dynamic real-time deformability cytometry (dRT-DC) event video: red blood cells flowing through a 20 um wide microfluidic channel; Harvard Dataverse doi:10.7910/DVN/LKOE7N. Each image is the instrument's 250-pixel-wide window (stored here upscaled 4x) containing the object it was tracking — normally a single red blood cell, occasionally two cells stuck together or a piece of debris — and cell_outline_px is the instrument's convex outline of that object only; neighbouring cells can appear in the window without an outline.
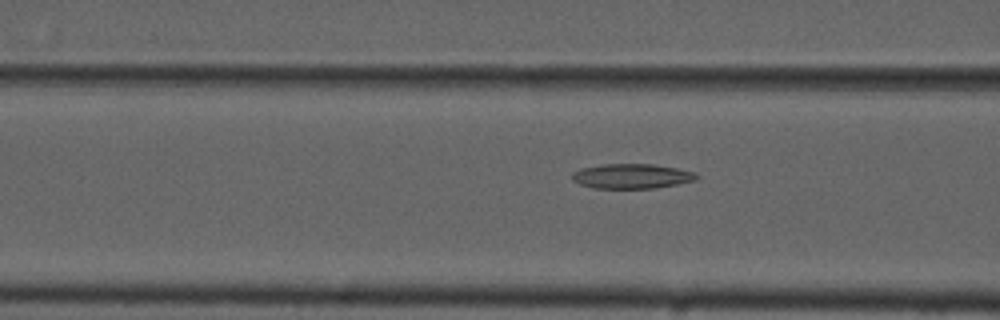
{"species": "common noctule bat (a hibernating species)", "species_latin": "Nyctalus noctula", "temperature_condition": "cold", "stored_images_in_passage": 38, "camera_frame_rate_fps": 3000, "um_per_image_px": 0.085, "animal": {"sex": "male", "forearm_length_mm": 52.5}, "frame": {"image": 1, "passage_image": 5, "time_ms": 1.333, "image_size_px": [1000, 320], "cell_outline_px": [[700, 176], [696, 180], [676, 184], [652, 188], [596, 188], [580, 184], [572, 180], [572, 172], [580, 168], [604, 164], [652, 164], [676, 168], [692, 172]], "centroid_in_image_um": [53.66, 14.97], "position_along_channel_um": 112.9, "area_um2": 17.8}}
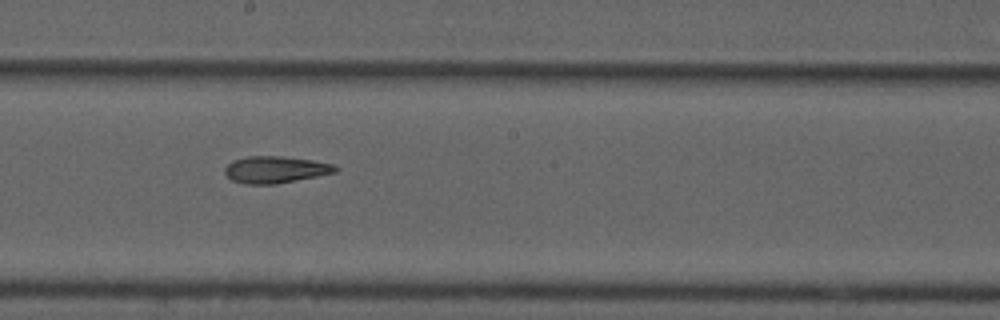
{"frame": {"image": 2, "passage_image": 14, "time_ms": 4.333, "image_size_px": [1000, 320], "cell_outline_px": [[340, 168], [336, 172], [276, 184], [248, 184], [232, 180], [224, 172], [224, 168], [232, 160], [248, 156], [280, 156], [312, 160], [332, 164]], "centroid_in_image_um": [23.4, 14.41], "position_along_channel_um": 224.8, "area_um2": 17.17}}
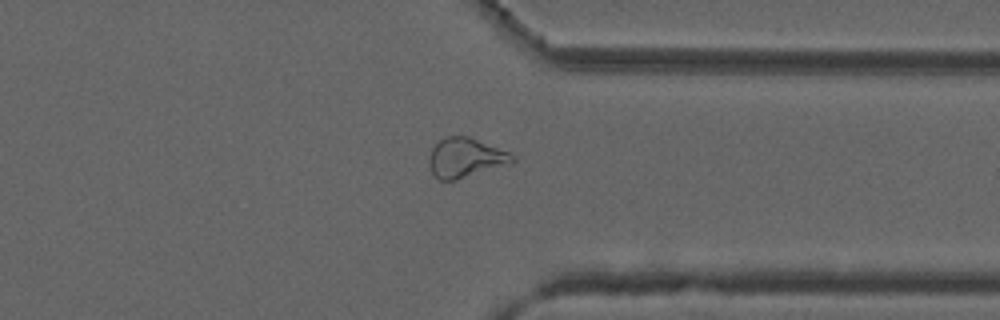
{"frame": {"image": 3, "passage_image": 26, "time_ms": 8.333, "image_size_px": [1000, 320], "cell_outline_px": [[516, 160], [512, 164], [456, 180], [440, 180], [432, 172], [428, 160], [428, 156], [436, 140], [444, 136], [468, 136], [508, 152], [516, 156]], "centroid_in_image_um": [39.56, 13.4], "position_along_channel_um": 371.8, "area_um2": 19.42}, "authors_computed_cell_mechanics": {"area_um2": 17.7735, "velocity_mm_per_s": 3.7239, "shape_relaxation_time_tau1_ms": null, "shape_relaxation_time_tau2_ms": 8.984, "deformation_change_tau1": null, "deformation_change_tau2": 0.2083}}